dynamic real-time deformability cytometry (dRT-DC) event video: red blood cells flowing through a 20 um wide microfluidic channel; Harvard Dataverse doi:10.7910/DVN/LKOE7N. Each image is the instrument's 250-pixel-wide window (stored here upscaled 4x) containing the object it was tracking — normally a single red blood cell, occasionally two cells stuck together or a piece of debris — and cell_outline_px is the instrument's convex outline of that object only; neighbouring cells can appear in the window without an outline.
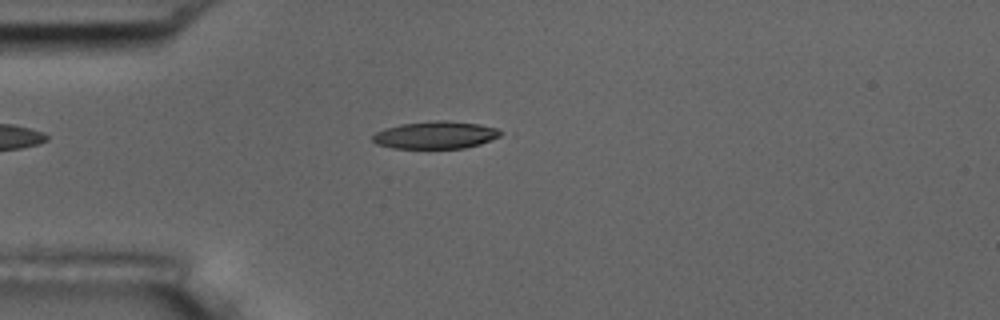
{"species": "common noctule bat (a hibernating species)", "species_latin": "Nyctalus noctula", "temperature_condition": "room temperature", "stored_images_in_passage": 5, "camera_frame_rate_fps": 3000, "um_per_image_px": 0.085, "animal": {"sex": "male", "body_mass_g": 17.5, "forearm_length_mm": 52.3}, "frame": {"image": 1, "passage_image": 5, "time_ms": 4.667, "image_size_px": [1000, 320], "cell_outline_px": [[500, 136], [480, 144], [464, 148], [392, 148], [376, 144], [372, 140], [372, 136], [376, 132], [384, 128], [400, 124], [436, 120], [448, 120], [480, 124], [496, 128], [500, 132]], "centroid_in_image_um": [36.98, 11.47], "position_along_channel_um": 48.0, "area_um2": 20.46}}